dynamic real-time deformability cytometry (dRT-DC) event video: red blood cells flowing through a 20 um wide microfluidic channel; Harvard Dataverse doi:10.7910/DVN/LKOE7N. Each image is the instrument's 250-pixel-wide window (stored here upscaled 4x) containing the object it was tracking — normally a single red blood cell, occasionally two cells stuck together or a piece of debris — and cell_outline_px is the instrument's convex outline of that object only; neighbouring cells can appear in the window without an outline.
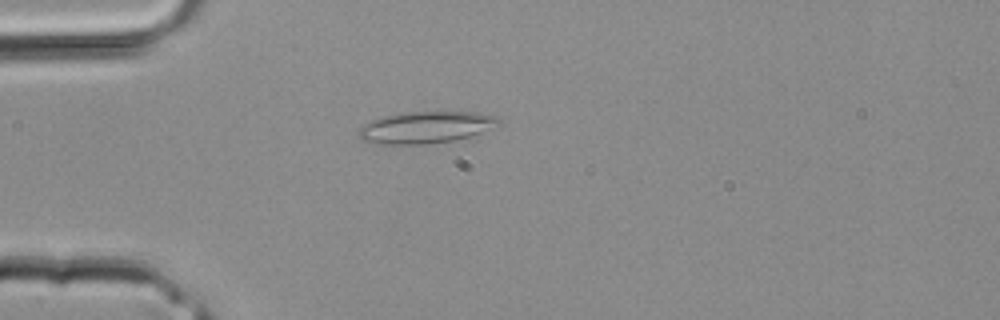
{"species": "common noctule bat (a hibernating species)", "species_latin": "Nyctalus noctula", "temperature_condition": "room temperature", "stored_images_in_passage": 2, "camera_frame_rate_fps": 3000, "um_per_image_px": 0.085, "animal": {"sex": "male", "body_mass_g": 20.4}, "frame": {"image": 1, "passage_image": 2, "time_ms": 0.333, "image_size_px": [1000, 320], "cell_outline_px": [[500, 124], [480, 132], [468, 136], [452, 140], [428, 144], [380, 144], [364, 140], [356, 132], [364, 124], [372, 120], [396, 112], [476, 112], [496, 116], [500, 120]], "centroid_in_image_um": [36.16, 10.81], "position_along_channel_um": 48.8, "area_um2": 25.72}}